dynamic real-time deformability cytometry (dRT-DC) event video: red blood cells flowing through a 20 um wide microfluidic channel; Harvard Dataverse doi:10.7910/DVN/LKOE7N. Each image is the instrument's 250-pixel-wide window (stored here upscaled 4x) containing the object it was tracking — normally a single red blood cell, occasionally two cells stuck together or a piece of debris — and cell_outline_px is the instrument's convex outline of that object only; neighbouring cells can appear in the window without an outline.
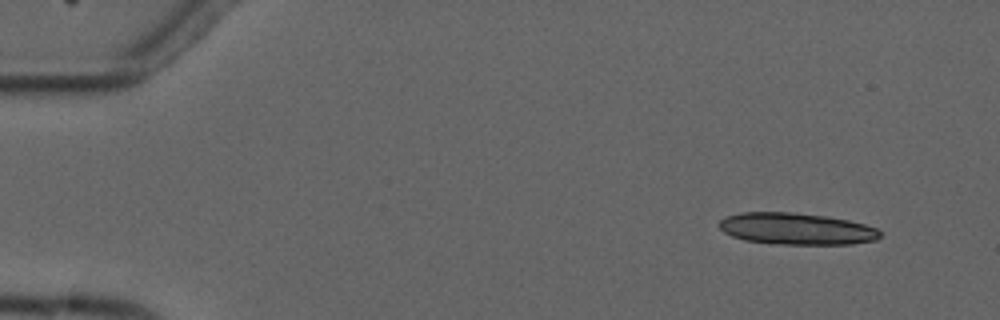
{"species": "common noctule bat (a hibernating species)", "species_latin": "Nyctalus noctula", "temperature_condition": "cold", "stored_images_in_passage": 5, "segment_of_instrument_passage": [1, 2], "camera_frame_rate_fps": 3000, "um_per_image_px": 0.085, "animal": {"sex": "male", "forearm_length_mm": 52.5}, "frame": {"image": 1, "passage_image": 2, "time_ms": 1.0, "image_size_px": [1000, 320], "cell_outline_px": [[880, 236], [876, 240], [852, 244], [776, 244], [744, 240], [732, 236], [724, 232], [716, 224], [724, 216], [740, 212], [796, 212], [828, 216], [848, 220], [864, 224], [876, 228], [880, 232]], "centroid_in_image_um": [67.65, 19.44], "position_along_channel_um": 17.3, "area_um2": 30.0}}